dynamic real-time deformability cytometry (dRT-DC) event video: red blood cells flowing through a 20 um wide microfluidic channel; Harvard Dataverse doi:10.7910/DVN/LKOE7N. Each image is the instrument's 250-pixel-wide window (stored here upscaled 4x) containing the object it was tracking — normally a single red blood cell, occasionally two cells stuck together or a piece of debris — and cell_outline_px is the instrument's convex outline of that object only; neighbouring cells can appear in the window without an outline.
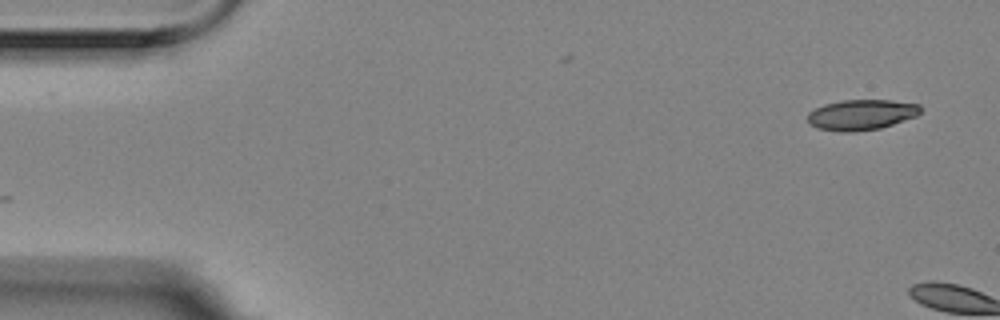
{"species": "Egyptian fruit bat (a non-hibernating species)", "species_latin": "Rousettus aegyptiacus", "temperature_condition": "room temperature", "stored_images_in_passage": 2, "camera_frame_rate_fps": 3000, "um_per_image_px": 0.085, "animal": {"sex": "female"}, "frame": {"image": 1, "passage_image": 1, "time_ms": 0.0, "image_size_px": [1000, 320], "cell_outline_px": [[920, 112], [916, 116], [880, 128], [856, 132], [840, 132], [816, 128], [808, 124], [808, 112], [824, 104], [844, 100], [888, 100], [920, 104]], "centroid_in_image_um": [73.18, 9.76], "position_along_channel_um": 11.8, "area_um2": 20.06}}